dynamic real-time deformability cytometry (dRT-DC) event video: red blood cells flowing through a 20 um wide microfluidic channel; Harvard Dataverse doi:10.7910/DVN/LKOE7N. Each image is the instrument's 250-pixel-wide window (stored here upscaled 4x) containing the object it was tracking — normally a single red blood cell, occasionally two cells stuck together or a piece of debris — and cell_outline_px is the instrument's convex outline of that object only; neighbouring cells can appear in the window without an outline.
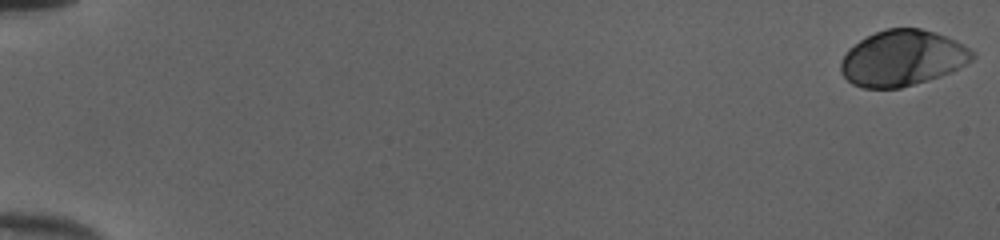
{"species": "human", "species_latin": "Homo sapiens", "temperature_condition": "cold", "stored_images_in_passage": 53, "camera_frame_rate_fps": 3000, "um_per_image_px": 0.085, "donor": {"sex": "female"}, "frame": {"image": 1, "passage_image": 1, "time_ms": 0.0, "image_size_px": [1000, 240], "cell_outline_px": [[976, 56], [972, 60], [952, 72], [940, 76], [900, 88], [864, 88], [852, 84], [840, 72], [840, 64], [848, 48], [860, 40], [884, 28], [920, 28], [956, 40], [964, 44], [976, 52]], "centroid_in_image_um": [76.72, 4.94], "position_along_channel_um": 8.3, "area_um2": 42.77}}
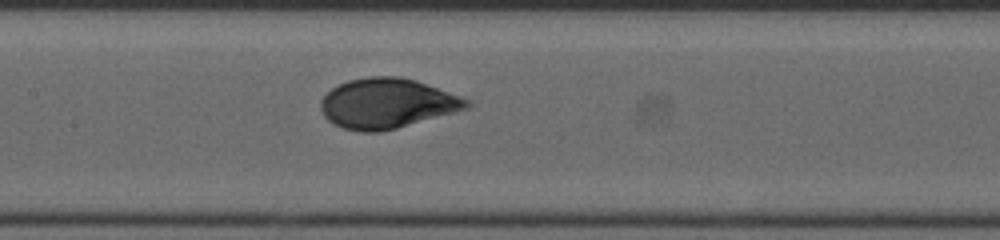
{"frame": {"image": 2, "passage_image": 28, "time_ms": 9.0, "image_size_px": [1000, 240], "cell_outline_px": [[472, 104], [468, 108], [396, 128], [380, 132], [364, 132], [344, 128], [332, 124], [324, 116], [320, 108], [320, 100], [332, 88], [348, 80], [368, 76], [400, 76], [416, 80], [472, 100]], "centroid_in_image_um": [32.89, 8.78], "position_along_channel_um": 174.5, "area_um2": 42.48}}
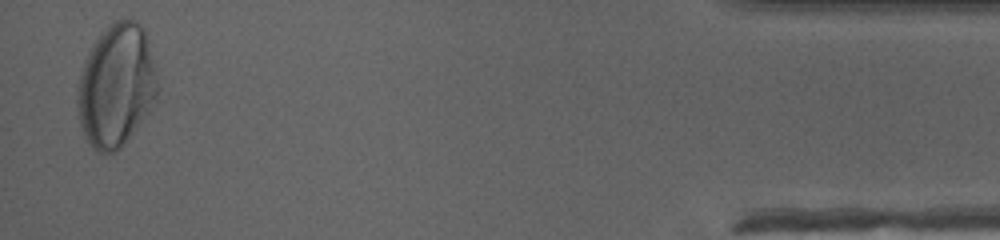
{"frame": {"image": 3, "passage_image": 52, "time_ms": 17.0, "image_size_px": [1000, 240], "cell_outline_px": [[156, 96], [148, 112], [120, 148], [116, 152], [96, 152], [92, 148], [84, 136], [80, 128], [76, 108], [76, 84], [84, 60], [88, 52], [96, 40], [108, 24], [116, 20], [136, 20], [144, 28], [156, 68]], "centroid_in_image_um": [9.83, 7.28], "position_along_channel_um": 425.4, "area_um2": 57.45}, "authors_computed_cell_mechanics": {"area_um2": 42.3674, "velocity_mm_per_s": 4.0079, "shape_relaxation_time_tau1_ms": 3.884, "shape_relaxation_time_tau2_ms": null, "deformation_change_tau1": 0.1818, "deformation_change_tau2": null}}